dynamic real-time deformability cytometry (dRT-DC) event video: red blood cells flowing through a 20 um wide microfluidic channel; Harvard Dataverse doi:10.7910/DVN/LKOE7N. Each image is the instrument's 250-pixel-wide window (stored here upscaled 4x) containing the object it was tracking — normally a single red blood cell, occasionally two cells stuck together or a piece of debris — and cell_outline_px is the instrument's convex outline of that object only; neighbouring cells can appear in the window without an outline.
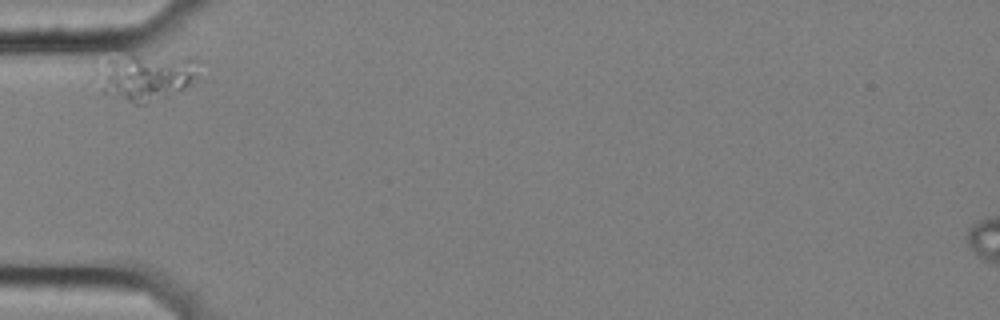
{"species": "common noctule bat (a hibernating species)", "species_latin": "Nyctalus noctula", "temperature_condition": "cold", "stored_images_in_passage": 33, "camera_frame_rate_fps": 3000, "um_per_image_px": 0.085, "animal": {"sex": "female", "body_mass_g": 25.1}, "frame": {"image": 1, "passage_image": 1, "time_ms": 0.0, "image_size_px": [1000, 320], "cell_outline_px": [[200, 60], [196, 76], [184, 88], [144, 104], [136, 104], [104, 92], [92, 80], [92, 68], [108, 60], [132, 56], [196, 56]], "centroid_in_image_um": [12.33, 6.51], "position_along_channel_um": 72.7, "area_um2": 27.92}}
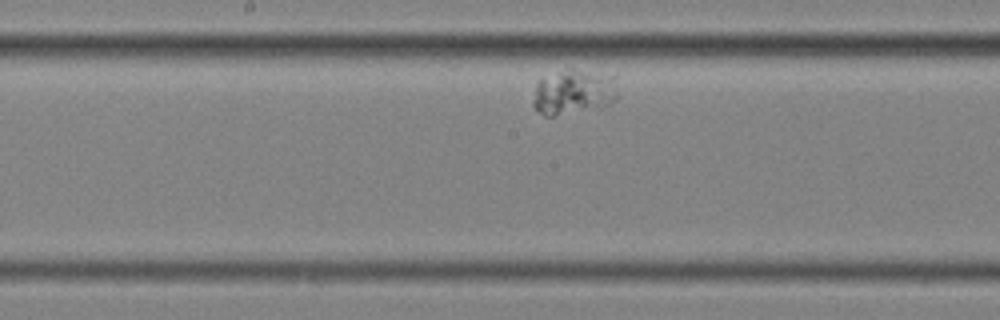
{"frame": {"image": 2, "passage_image": 15, "time_ms": 4.667, "image_size_px": [1000, 320], "cell_outline_px": [[616, 100], [612, 104], [600, 108], [552, 116], [544, 116], [532, 104], [532, 100], [536, 84], [540, 80], [568, 68], [572, 68], [612, 76], [616, 92]], "centroid_in_image_um": [48.74, 7.85], "position_along_channel_um": 199.5, "area_um2": 22.02}}
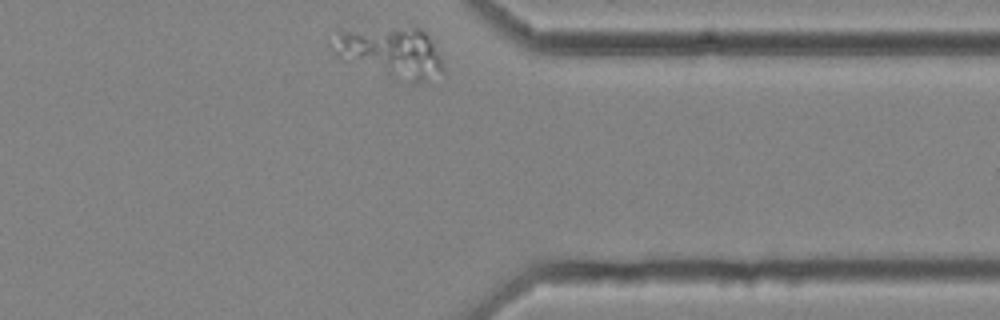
{"frame": {"image": 3, "passage_image": 33, "time_ms": 10.667, "image_size_px": [1000, 320], "cell_outline_px": [[444, 72], [424, 80], [412, 84], [408, 84], [336, 52], [332, 48], [340, 32], [392, 28], [420, 28], [428, 36], [440, 56], [444, 68]], "centroid_in_image_um": [33.4, 4.46], "position_along_channel_um": 378.0, "area_um2": 30.46}}